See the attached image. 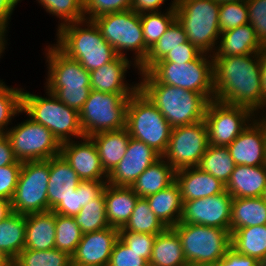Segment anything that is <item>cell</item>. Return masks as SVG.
Segmentation results:
<instances>
[{"label": "cell", "mask_w": 266, "mask_h": 266, "mask_svg": "<svg viewBox=\"0 0 266 266\" xmlns=\"http://www.w3.org/2000/svg\"><path fill=\"white\" fill-rule=\"evenodd\" d=\"M213 75L214 100L249 108L256 116L266 114L259 53L213 57Z\"/></svg>", "instance_id": "6da1fadb"}, {"label": "cell", "mask_w": 266, "mask_h": 266, "mask_svg": "<svg viewBox=\"0 0 266 266\" xmlns=\"http://www.w3.org/2000/svg\"><path fill=\"white\" fill-rule=\"evenodd\" d=\"M139 74V89L158 108L172 128L204 120L209 101L201 93L159 83L148 71Z\"/></svg>", "instance_id": "7a4b0ae2"}, {"label": "cell", "mask_w": 266, "mask_h": 266, "mask_svg": "<svg viewBox=\"0 0 266 266\" xmlns=\"http://www.w3.org/2000/svg\"><path fill=\"white\" fill-rule=\"evenodd\" d=\"M56 36L55 45L89 72L118 56L93 20L84 19L64 25L57 29Z\"/></svg>", "instance_id": "3957f363"}, {"label": "cell", "mask_w": 266, "mask_h": 266, "mask_svg": "<svg viewBox=\"0 0 266 266\" xmlns=\"http://www.w3.org/2000/svg\"><path fill=\"white\" fill-rule=\"evenodd\" d=\"M47 96L22 93V113L34 122L45 126L60 143L84 137L79 112L62 103L53 93Z\"/></svg>", "instance_id": "277c9868"}, {"label": "cell", "mask_w": 266, "mask_h": 266, "mask_svg": "<svg viewBox=\"0 0 266 266\" xmlns=\"http://www.w3.org/2000/svg\"><path fill=\"white\" fill-rule=\"evenodd\" d=\"M219 7L214 0H175L176 19L186 31L187 40L201 53L213 55L217 48L221 34Z\"/></svg>", "instance_id": "5b68a950"}, {"label": "cell", "mask_w": 266, "mask_h": 266, "mask_svg": "<svg viewBox=\"0 0 266 266\" xmlns=\"http://www.w3.org/2000/svg\"><path fill=\"white\" fill-rule=\"evenodd\" d=\"M126 129L130 137L144 142L160 156L167 149L172 131L169 122L140 89L129 98Z\"/></svg>", "instance_id": "8992f818"}, {"label": "cell", "mask_w": 266, "mask_h": 266, "mask_svg": "<svg viewBox=\"0 0 266 266\" xmlns=\"http://www.w3.org/2000/svg\"><path fill=\"white\" fill-rule=\"evenodd\" d=\"M93 21L100 29L102 37L119 56L127 58L126 51L130 50L134 54V64L138 68L145 62L150 49L144 42L140 14L129 9L103 14Z\"/></svg>", "instance_id": "52a82bcc"}, {"label": "cell", "mask_w": 266, "mask_h": 266, "mask_svg": "<svg viewBox=\"0 0 266 266\" xmlns=\"http://www.w3.org/2000/svg\"><path fill=\"white\" fill-rule=\"evenodd\" d=\"M148 72L162 84L201 93L208 101L214 100L213 57L201 53L195 60L156 62Z\"/></svg>", "instance_id": "ba28073f"}, {"label": "cell", "mask_w": 266, "mask_h": 266, "mask_svg": "<svg viewBox=\"0 0 266 266\" xmlns=\"http://www.w3.org/2000/svg\"><path fill=\"white\" fill-rule=\"evenodd\" d=\"M172 228L180 237L188 265L217 263L231 248L227 229L182 222Z\"/></svg>", "instance_id": "9c48e42d"}, {"label": "cell", "mask_w": 266, "mask_h": 266, "mask_svg": "<svg viewBox=\"0 0 266 266\" xmlns=\"http://www.w3.org/2000/svg\"><path fill=\"white\" fill-rule=\"evenodd\" d=\"M127 94H113L91 89L79 112L83 134L90 137L104 131L126 128Z\"/></svg>", "instance_id": "30bf717a"}, {"label": "cell", "mask_w": 266, "mask_h": 266, "mask_svg": "<svg viewBox=\"0 0 266 266\" xmlns=\"http://www.w3.org/2000/svg\"><path fill=\"white\" fill-rule=\"evenodd\" d=\"M49 177L50 159L23 162L11 199L12 212L27 215L48 211Z\"/></svg>", "instance_id": "8fae6325"}, {"label": "cell", "mask_w": 266, "mask_h": 266, "mask_svg": "<svg viewBox=\"0 0 266 266\" xmlns=\"http://www.w3.org/2000/svg\"><path fill=\"white\" fill-rule=\"evenodd\" d=\"M9 138L16 159L20 162L48 160L60 154L61 143L45 126L31 118L9 128Z\"/></svg>", "instance_id": "7c38bea8"}, {"label": "cell", "mask_w": 266, "mask_h": 266, "mask_svg": "<svg viewBox=\"0 0 266 266\" xmlns=\"http://www.w3.org/2000/svg\"><path fill=\"white\" fill-rule=\"evenodd\" d=\"M209 146L204 120L172 128L167 149L162 157L175 171L199 166Z\"/></svg>", "instance_id": "4fadbf2b"}, {"label": "cell", "mask_w": 266, "mask_h": 266, "mask_svg": "<svg viewBox=\"0 0 266 266\" xmlns=\"http://www.w3.org/2000/svg\"><path fill=\"white\" fill-rule=\"evenodd\" d=\"M256 115L246 107L209 101L204 121L209 145L227 147L251 123Z\"/></svg>", "instance_id": "5bb4252c"}, {"label": "cell", "mask_w": 266, "mask_h": 266, "mask_svg": "<svg viewBox=\"0 0 266 266\" xmlns=\"http://www.w3.org/2000/svg\"><path fill=\"white\" fill-rule=\"evenodd\" d=\"M53 45V46H52ZM46 46V89H91L90 72L55 44Z\"/></svg>", "instance_id": "9a60e30c"}, {"label": "cell", "mask_w": 266, "mask_h": 266, "mask_svg": "<svg viewBox=\"0 0 266 266\" xmlns=\"http://www.w3.org/2000/svg\"><path fill=\"white\" fill-rule=\"evenodd\" d=\"M233 197L223 192L207 198L184 201L179 222L227 229L230 232Z\"/></svg>", "instance_id": "2e32d148"}, {"label": "cell", "mask_w": 266, "mask_h": 266, "mask_svg": "<svg viewBox=\"0 0 266 266\" xmlns=\"http://www.w3.org/2000/svg\"><path fill=\"white\" fill-rule=\"evenodd\" d=\"M266 118L254 117L251 123L227 146L236 165L262 166L265 161Z\"/></svg>", "instance_id": "e0dca14e"}, {"label": "cell", "mask_w": 266, "mask_h": 266, "mask_svg": "<svg viewBox=\"0 0 266 266\" xmlns=\"http://www.w3.org/2000/svg\"><path fill=\"white\" fill-rule=\"evenodd\" d=\"M60 154L77 173L81 181H107L96 145L90 137H82L81 141H66L61 143Z\"/></svg>", "instance_id": "ac0fdd59"}, {"label": "cell", "mask_w": 266, "mask_h": 266, "mask_svg": "<svg viewBox=\"0 0 266 266\" xmlns=\"http://www.w3.org/2000/svg\"><path fill=\"white\" fill-rule=\"evenodd\" d=\"M161 156L144 142L130 137L126 153L108 175L107 183L131 187L136 179Z\"/></svg>", "instance_id": "d6986e66"}, {"label": "cell", "mask_w": 266, "mask_h": 266, "mask_svg": "<svg viewBox=\"0 0 266 266\" xmlns=\"http://www.w3.org/2000/svg\"><path fill=\"white\" fill-rule=\"evenodd\" d=\"M119 229H106L85 233L72 257V266H108Z\"/></svg>", "instance_id": "ffe728a7"}, {"label": "cell", "mask_w": 266, "mask_h": 266, "mask_svg": "<svg viewBox=\"0 0 266 266\" xmlns=\"http://www.w3.org/2000/svg\"><path fill=\"white\" fill-rule=\"evenodd\" d=\"M134 61L128 58L117 56L113 61H110L103 66L90 72V87L93 90L113 93V94H127L132 96L138 89L139 83H126V71L131 65L138 69L133 64Z\"/></svg>", "instance_id": "44dd1931"}, {"label": "cell", "mask_w": 266, "mask_h": 266, "mask_svg": "<svg viewBox=\"0 0 266 266\" xmlns=\"http://www.w3.org/2000/svg\"><path fill=\"white\" fill-rule=\"evenodd\" d=\"M182 201L207 198L226 191L225 184L198 166L175 172Z\"/></svg>", "instance_id": "7402d4cb"}, {"label": "cell", "mask_w": 266, "mask_h": 266, "mask_svg": "<svg viewBox=\"0 0 266 266\" xmlns=\"http://www.w3.org/2000/svg\"><path fill=\"white\" fill-rule=\"evenodd\" d=\"M80 178L64 157L59 154L50 158V177L47 187L48 210H53L78 187Z\"/></svg>", "instance_id": "603a6c76"}, {"label": "cell", "mask_w": 266, "mask_h": 266, "mask_svg": "<svg viewBox=\"0 0 266 266\" xmlns=\"http://www.w3.org/2000/svg\"><path fill=\"white\" fill-rule=\"evenodd\" d=\"M263 45L251 24H245L221 32L217 48L212 57H228L259 53Z\"/></svg>", "instance_id": "cb8c5ba5"}, {"label": "cell", "mask_w": 266, "mask_h": 266, "mask_svg": "<svg viewBox=\"0 0 266 266\" xmlns=\"http://www.w3.org/2000/svg\"><path fill=\"white\" fill-rule=\"evenodd\" d=\"M265 184L264 165H236L225 188L233 198H253L261 197Z\"/></svg>", "instance_id": "d4e9b609"}, {"label": "cell", "mask_w": 266, "mask_h": 266, "mask_svg": "<svg viewBox=\"0 0 266 266\" xmlns=\"http://www.w3.org/2000/svg\"><path fill=\"white\" fill-rule=\"evenodd\" d=\"M106 216L111 227L121 229L129 220L139 196L131 187L106 184L104 188Z\"/></svg>", "instance_id": "484cf974"}, {"label": "cell", "mask_w": 266, "mask_h": 266, "mask_svg": "<svg viewBox=\"0 0 266 266\" xmlns=\"http://www.w3.org/2000/svg\"><path fill=\"white\" fill-rule=\"evenodd\" d=\"M25 247L30 250L55 248V213L52 210L25 215Z\"/></svg>", "instance_id": "4316f807"}, {"label": "cell", "mask_w": 266, "mask_h": 266, "mask_svg": "<svg viewBox=\"0 0 266 266\" xmlns=\"http://www.w3.org/2000/svg\"><path fill=\"white\" fill-rule=\"evenodd\" d=\"M90 138L96 145L102 166L109 175L124 157L130 135L126 128L96 133Z\"/></svg>", "instance_id": "83f0119b"}, {"label": "cell", "mask_w": 266, "mask_h": 266, "mask_svg": "<svg viewBox=\"0 0 266 266\" xmlns=\"http://www.w3.org/2000/svg\"><path fill=\"white\" fill-rule=\"evenodd\" d=\"M149 266H188L180 237L172 227L156 235Z\"/></svg>", "instance_id": "f1b7e54d"}, {"label": "cell", "mask_w": 266, "mask_h": 266, "mask_svg": "<svg viewBox=\"0 0 266 266\" xmlns=\"http://www.w3.org/2000/svg\"><path fill=\"white\" fill-rule=\"evenodd\" d=\"M146 200L153 213L166 227H173L179 223L183 201L175 181L167 188L146 197Z\"/></svg>", "instance_id": "f546056e"}, {"label": "cell", "mask_w": 266, "mask_h": 266, "mask_svg": "<svg viewBox=\"0 0 266 266\" xmlns=\"http://www.w3.org/2000/svg\"><path fill=\"white\" fill-rule=\"evenodd\" d=\"M175 172L161 156L136 179L131 188L139 197L146 198L171 185L175 181Z\"/></svg>", "instance_id": "4dcf8cb0"}, {"label": "cell", "mask_w": 266, "mask_h": 266, "mask_svg": "<svg viewBox=\"0 0 266 266\" xmlns=\"http://www.w3.org/2000/svg\"><path fill=\"white\" fill-rule=\"evenodd\" d=\"M231 248L266 265V225L236 229L231 233Z\"/></svg>", "instance_id": "1f68e13d"}, {"label": "cell", "mask_w": 266, "mask_h": 266, "mask_svg": "<svg viewBox=\"0 0 266 266\" xmlns=\"http://www.w3.org/2000/svg\"><path fill=\"white\" fill-rule=\"evenodd\" d=\"M266 225V201L261 197L233 198L230 233L236 229Z\"/></svg>", "instance_id": "d6a6232c"}, {"label": "cell", "mask_w": 266, "mask_h": 266, "mask_svg": "<svg viewBox=\"0 0 266 266\" xmlns=\"http://www.w3.org/2000/svg\"><path fill=\"white\" fill-rule=\"evenodd\" d=\"M25 215L12 212L0 221V250L13 261L25 247Z\"/></svg>", "instance_id": "836d02e7"}, {"label": "cell", "mask_w": 266, "mask_h": 266, "mask_svg": "<svg viewBox=\"0 0 266 266\" xmlns=\"http://www.w3.org/2000/svg\"><path fill=\"white\" fill-rule=\"evenodd\" d=\"M106 184L107 181H80L76 190L52 211L63 216L73 217L80 212L82 207L97 198L103 192Z\"/></svg>", "instance_id": "e575fe53"}, {"label": "cell", "mask_w": 266, "mask_h": 266, "mask_svg": "<svg viewBox=\"0 0 266 266\" xmlns=\"http://www.w3.org/2000/svg\"><path fill=\"white\" fill-rule=\"evenodd\" d=\"M186 41V31L176 19L149 50L145 62L138 68V73L147 72L156 62L162 60L169 51Z\"/></svg>", "instance_id": "d590c367"}, {"label": "cell", "mask_w": 266, "mask_h": 266, "mask_svg": "<svg viewBox=\"0 0 266 266\" xmlns=\"http://www.w3.org/2000/svg\"><path fill=\"white\" fill-rule=\"evenodd\" d=\"M164 14L161 11L140 14L145 45L151 49L176 20L175 0Z\"/></svg>", "instance_id": "8d00e7d4"}, {"label": "cell", "mask_w": 266, "mask_h": 266, "mask_svg": "<svg viewBox=\"0 0 266 266\" xmlns=\"http://www.w3.org/2000/svg\"><path fill=\"white\" fill-rule=\"evenodd\" d=\"M235 166L227 147L209 145L198 167L226 185Z\"/></svg>", "instance_id": "74e56055"}, {"label": "cell", "mask_w": 266, "mask_h": 266, "mask_svg": "<svg viewBox=\"0 0 266 266\" xmlns=\"http://www.w3.org/2000/svg\"><path fill=\"white\" fill-rule=\"evenodd\" d=\"M166 228L167 227L153 213L146 198L139 197L129 220L119 231L157 235Z\"/></svg>", "instance_id": "f35d334b"}, {"label": "cell", "mask_w": 266, "mask_h": 266, "mask_svg": "<svg viewBox=\"0 0 266 266\" xmlns=\"http://www.w3.org/2000/svg\"><path fill=\"white\" fill-rule=\"evenodd\" d=\"M73 218L83 234L110 227L106 216L104 191L97 198L82 207L80 212L73 216Z\"/></svg>", "instance_id": "ab89813d"}, {"label": "cell", "mask_w": 266, "mask_h": 266, "mask_svg": "<svg viewBox=\"0 0 266 266\" xmlns=\"http://www.w3.org/2000/svg\"><path fill=\"white\" fill-rule=\"evenodd\" d=\"M13 266H72V257L56 248L49 250L23 249Z\"/></svg>", "instance_id": "60d3db41"}, {"label": "cell", "mask_w": 266, "mask_h": 266, "mask_svg": "<svg viewBox=\"0 0 266 266\" xmlns=\"http://www.w3.org/2000/svg\"><path fill=\"white\" fill-rule=\"evenodd\" d=\"M55 248L72 256L82 239L81 228L73 217L55 213Z\"/></svg>", "instance_id": "b9f144b4"}, {"label": "cell", "mask_w": 266, "mask_h": 266, "mask_svg": "<svg viewBox=\"0 0 266 266\" xmlns=\"http://www.w3.org/2000/svg\"><path fill=\"white\" fill-rule=\"evenodd\" d=\"M22 93L23 88L9 87L0 81V134L8 131L12 118L22 114Z\"/></svg>", "instance_id": "7bdbcfd3"}, {"label": "cell", "mask_w": 266, "mask_h": 266, "mask_svg": "<svg viewBox=\"0 0 266 266\" xmlns=\"http://www.w3.org/2000/svg\"><path fill=\"white\" fill-rule=\"evenodd\" d=\"M49 14L61 20L58 29L72 22L85 19L83 12V0H37Z\"/></svg>", "instance_id": "ee69618b"}, {"label": "cell", "mask_w": 266, "mask_h": 266, "mask_svg": "<svg viewBox=\"0 0 266 266\" xmlns=\"http://www.w3.org/2000/svg\"><path fill=\"white\" fill-rule=\"evenodd\" d=\"M246 0L222 3L219 7V29L221 32L248 24Z\"/></svg>", "instance_id": "f6af8a7d"}, {"label": "cell", "mask_w": 266, "mask_h": 266, "mask_svg": "<svg viewBox=\"0 0 266 266\" xmlns=\"http://www.w3.org/2000/svg\"><path fill=\"white\" fill-rule=\"evenodd\" d=\"M132 1L133 0H83L85 19L93 20L103 14L129 10L131 9Z\"/></svg>", "instance_id": "bcb514c9"}, {"label": "cell", "mask_w": 266, "mask_h": 266, "mask_svg": "<svg viewBox=\"0 0 266 266\" xmlns=\"http://www.w3.org/2000/svg\"><path fill=\"white\" fill-rule=\"evenodd\" d=\"M119 238L133 251L141 254L148 262L152 255V248L156 235L147 233L119 231Z\"/></svg>", "instance_id": "7dc6e473"}, {"label": "cell", "mask_w": 266, "mask_h": 266, "mask_svg": "<svg viewBox=\"0 0 266 266\" xmlns=\"http://www.w3.org/2000/svg\"><path fill=\"white\" fill-rule=\"evenodd\" d=\"M108 266H149V262L118 238L114 244Z\"/></svg>", "instance_id": "c3c4849f"}, {"label": "cell", "mask_w": 266, "mask_h": 266, "mask_svg": "<svg viewBox=\"0 0 266 266\" xmlns=\"http://www.w3.org/2000/svg\"><path fill=\"white\" fill-rule=\"evenodd\" d=\"M248 23L254 28L257 38L266 46V0H246Z\"/></svg>", "instance_id": "681fc988"}, {"label": "cell", "mask_w": 266, "mask_h": 266, "mask_svg": "<svg viewBox=\"0 0 266 266\" xmlns=\"http://www.w3.org/2000/svg\"><path fill=\"white\" fill-rule=\"evenodd\" d=\"M22 162L0 167V198L12 199L18 183Z\"/></svg>", "instance_id": "f907efd6"}, {"label": "cell", "mask_w": 266, "mask_h": 266, "mask_svg": "<svg viewBox=\"0 0 266 266\" xmlns=\"http://www.w3.org/2000/svg\"><path fill=\"white\" fill-rule=\"evenodd\" d=\"M53 93L62 103L80 112L87 101L91 89H46Z\"/></svg>", "instance_id": "816d5d0a"}, {"label": "cell", "mask_w": 266, "mask_h": 266, "mask_svg": "<svg viewBox=\"0 0 266 266\" xmlns=\"http://www.w3.org/2000/svg\"><path fill=\"white\" fill-rule=\"evenodd\" d=\"M200 54V50L187 40L185 43L169 51L168 54L158 62L187 63L195 60Z\"/></svg>", "instance_id": "f5cc1de1"}, {"label": "cell", "mask_w": 266, "mask_h": 266, "mask_svg": "<svg viewBox=\"0 0 266 266\" xmlns=\"http://www.w3.org/2000/svg\"><path fill=\"white\" fill-rule=\"evenodd\" d=\"M217 263L218 266H263L255 258L236 253L232 248Z\"/></svg>", "instance_id": "db71d44e"}, {"label": "cell", "mask_w": 266, "mask_h": 266, "mask_svg": "<svg viewBox=\"0 0 266 266\" xmlns=\"http://www.w3.org/2000/svg\"><path fill=\"white\" fill-rule=\"evenodd\" d=\"M11 143L6 134H0V167L16 163Z\"/></svg>", "instance_id": "11a10c76"}, {"label": "cell", "mask_w": 266, "mask_h": 266, "mask_svg": "<svg viewBox=\"0 0 266 266\" xmlns=\"http://www.w3.org/2000/svg\"><path fill=\"white\" fill-rule=\"evenodd\" d=\"M166 0H133L131 9L138 14L157 12Z\"/></svg>", "instance_id": "9f6ffc18"}, {"label": "cell", "mask_w": 266, "mask_h": 266, "mask_svg": "<svg viewBox=\"0 0 266 266\" xmlns=\"http://www.w3.org/2000/svg\"><path fill=\"white\" fill-rule=\"evenodd\" d=\"M21 0H0V28L8 31L7 28L14 8Z\"/></svg>", "instance_id": "6f0895ef"}, {"label": "cell", "mask_w": 266, "mask_h": 266, "mask_svg": "<svg viewBox=\"0 0 266 266\" xmlns=\"http://www.w3.org/2000/svg\"><path fill=\"white\" fill-rule=\"evenodd\" d=\"M262 84V101L266 104V46L259 52Z\"/></svg>", "instance_id": "680465c9"}, {"label": "cell", "mask_w": 266, "mask_h": 266, "mask_svg": "<svg viewBox=\"0 0 266 266\" xmlns=\"http://www.w3.org/2000/svg\"><path fill=\"white\" fill-rule=\"evenodd\" d=\"M12 213L11 201L0 198V221L4 220Z\"/></svg>", "instance_id": "91938a15"}, {"label": "cell", "mask_w": 266, "mask_h": 266, "mask_svg": "<svg viewBox=\"0 0 266 266\" xmlns=\"http://www.w3.org/2000/svg\"><path fill=\"white\" fill-rule=\"evenodd\" d=\"M6 34L7 32L0 28V58L2 56V53H4V50L6 49V44H8L6 40Z\"/></svg>", "instance_id": "94428289"}, {"label": "cell", "mask_w": 266, "mask_h": 266, "mask_svg": "<svg viewBox=\"0 0 266 266\" xmlns=\"http://www.w3.org/2000/svg\"><path fill=\"white\" fill-rule=\"evenodd\" d=\"M0 266H13V260L0 250Z\"/></svg>", "instance_id": "6125c7cd"}, {"label": "cell", "mask_w": 266, "mask_h": 266, "mask_svg": "<svg viewBox=\"0 0 266 266\" xmlns=\"http://www.w3.org/2000/svg\"><path fill=\"white\" fill-rule=\"evenodd\" d=\"M188 266H218V263L190 264Z\"/></svg>", "instance_id": "be15d7a7"}, {"label": "cell", "mask_w": 266, "mask_h": 266, "mask_svg": "<svg viewBox=\"0 0 266 266\" xmlns=\"http://www.w3.org/2000/svg\"><path fill=\"white\" fill-rule=\"evenodd\" d=\"M216 1L217 3L219 4H222V3H228V2H237V1H242V0H214Z\"/></svg>", "instance_id": "e7e4bbea"}, {"label": "cell", "mask_w": 266, "mask_h": 266, "mask_svg": "<svg viewBox=\"0 0 266 266\" xmlns=\"http://www.w3.org/2000/svg\"><path fill=\"white\" fill-rule=\"evenodd\" d=\"M261 198L266 201V184L264 186V189H263V192H262V195H261Z\"/></svg>", "instance_id": "03108f58"}, {"label": "cell", "mask_w": 266, "mask_h": 266, "mask_svg": "<svg viewBox=\"0 0 266 266\" xmlns=\"http://www.w3.org/2000/svg\"><path fill=\"white\" fill-rule=\"evenodd\" d=\"M264 166L266 167V147H265V161H264Z\"/></svg>", "instance_id": "003e7915"}]
</instances>
